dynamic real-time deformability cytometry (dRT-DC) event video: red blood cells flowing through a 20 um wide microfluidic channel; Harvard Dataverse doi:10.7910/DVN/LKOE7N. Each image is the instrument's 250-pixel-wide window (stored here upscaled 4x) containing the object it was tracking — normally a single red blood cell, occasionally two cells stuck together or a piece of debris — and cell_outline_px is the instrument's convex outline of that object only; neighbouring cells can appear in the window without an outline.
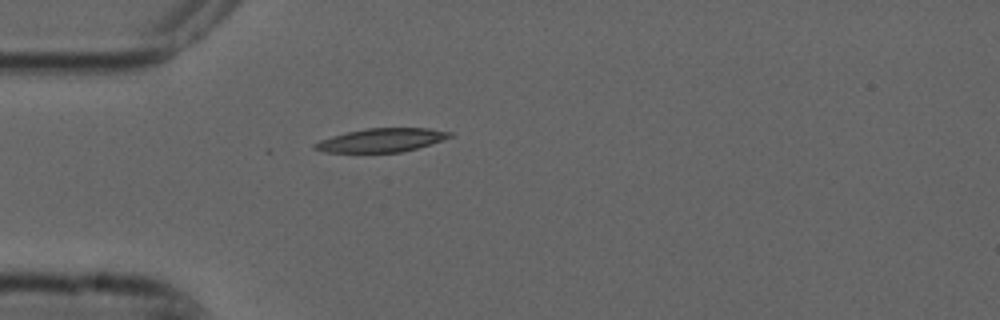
{"species": "common noctule bat (a hibernating species)", "species_latin": "Nyctalus noctula", "temperature_condition": "cold", "stored_images_in_passage": 1, "camera_frame_rate_fps": 3000, "um_per_image_px": 0.085, "animal": {"sex": "male", "forearm_length_mm": 52.5}, "frame": {"image": 1, "passage_image": 1, "time_ms": 0.0, "image_size_px": [1000, 320], "cell_outline_px": [[452, 136], [416, 148], [400, 152], [324, 152], [312, 148], [312, 144], [320, 140], [332, 136], [348, 132], [368, 128], [428, 128], [452, 132]], "centroid_in_image_um": [32.37, 11.91], "position_along_channel_um": 52.6, "area_um2": 18.26}}